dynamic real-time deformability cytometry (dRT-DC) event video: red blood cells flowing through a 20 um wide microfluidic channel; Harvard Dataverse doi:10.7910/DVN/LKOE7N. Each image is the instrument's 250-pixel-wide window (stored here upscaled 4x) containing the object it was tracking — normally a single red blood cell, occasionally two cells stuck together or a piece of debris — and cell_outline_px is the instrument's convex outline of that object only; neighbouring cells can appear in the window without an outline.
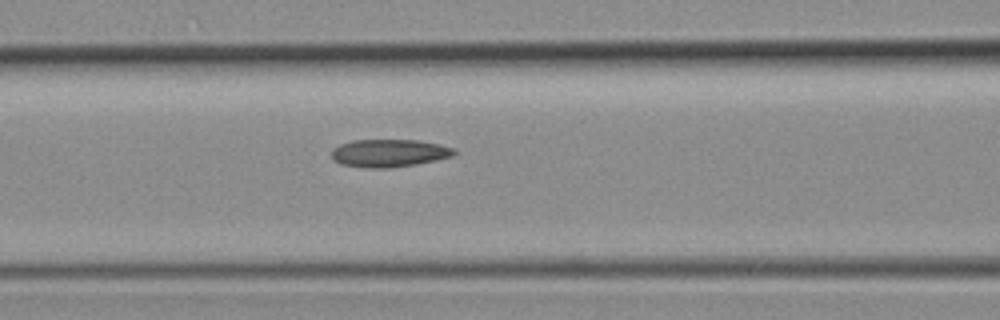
{"species": "common noctule bat (a hibernating species)", "species_latin": "Nyctalus noctula", "temperature_condition": "room temperature", "stored_images_in_passage": 6, "camera_frame_rate_fps": 3000, "um_per_image_px": 0.085, "animal": {"sex": "female", "body_mass_g": 19.3, "forearm_length_mm": 54.1}, "frame": {"image": 1, "passage_image": 6, "time_ms": 1.667, "image_size_px": [1000, 320], "cell_outline_px": [[456, 152], [452, 156], [436, 160], [416, 164], [388, 168], [368, 168], [340, 164], [332, 160], [332, 148], [340, 144], [352, 140], [416, 140], [440, 144], [452, 148]], "centroid_in_image_um": [33.03, 13.01], "position_along_channel_um": 133.6, "area_um2": 19.83}}